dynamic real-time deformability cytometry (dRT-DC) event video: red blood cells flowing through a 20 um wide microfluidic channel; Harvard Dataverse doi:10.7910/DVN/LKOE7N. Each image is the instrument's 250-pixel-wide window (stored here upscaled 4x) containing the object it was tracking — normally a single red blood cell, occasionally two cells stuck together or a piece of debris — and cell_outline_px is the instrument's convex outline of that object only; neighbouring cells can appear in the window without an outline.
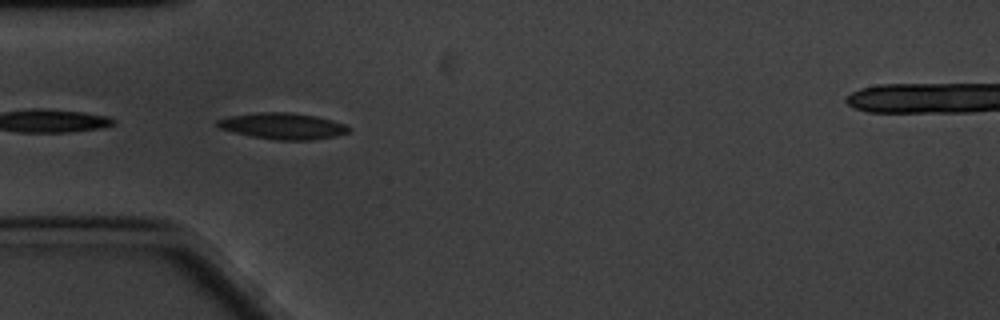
{"species": "common noctule bat (a hibernating species)", "species_latin": "Nyctalus noctula", "temperature_condition": "cold", "stored_images_in_passage": 21, "camera_frame_rate_fps": 3000, "um_per_image_px": 0.085, "animal": {"sex": "male", "body_mass_g": 20.1, "forearm_length_mm": 53.5}, "frame": {"image": 1, "passage_image": 1, "time_ms": 0.0, "image_size_px": [1000, 320], "cell_outline_px": [[352, 128], [348, 132], [336, 136], [312, 140], [280, 140], [252, 136], [220, 128], [216, 124], [216, 120], [228, 116], [260, 112], [292, 112], [316, 116], [332, 120], [344, 124]], "centroid_in_image_um": [24.07, 10.7], "position_along_channel_um": 60.9, "area_um2": 20.0}}